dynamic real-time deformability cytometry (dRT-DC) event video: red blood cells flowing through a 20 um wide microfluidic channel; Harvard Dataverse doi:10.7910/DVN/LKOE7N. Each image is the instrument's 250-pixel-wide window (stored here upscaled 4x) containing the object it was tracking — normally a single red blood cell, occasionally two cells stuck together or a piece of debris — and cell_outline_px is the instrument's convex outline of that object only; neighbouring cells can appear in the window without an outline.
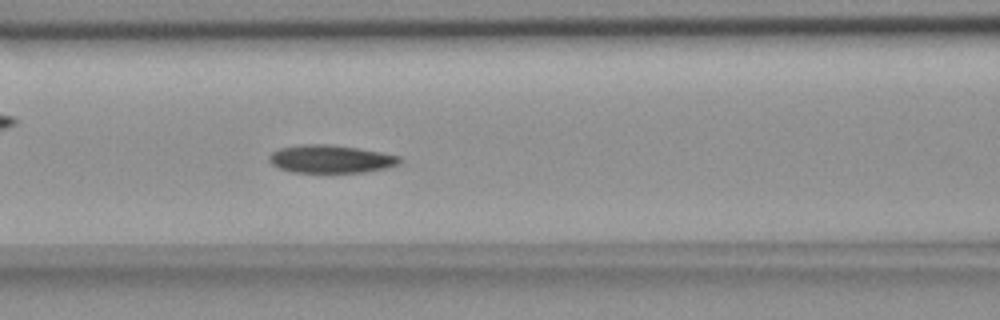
{"species": "common noctule bat (a hibernating species)", "species_latin": "Nyctalus noctula", "temperature_condition": "room temperature", "stored_images_in_passage": 41, "camera_frame_rate_fps": 3000, "um_per_image_px": 0.085, "animal": {"sex": "female", "body_mass_g": 18.4}, "frame": {"image": 1, "passage_image": 20, "time_ms": 6.333, "image_size_px": [1000, 320], "cell_outline_px": [[400, 160], [396, 164], [388, 168], [368, 172], [292, 172], [280, 168], [272, 164], [268, 160], [268, 156], [272, 152], [280, 148], [304, 144], [328, 144], [356, 148], [380, 152], [400, 156]], "centroid_in_image_um": [28.09, 13.52], "position_along_channel_um": 138.5, "area_um2": 21.1}}
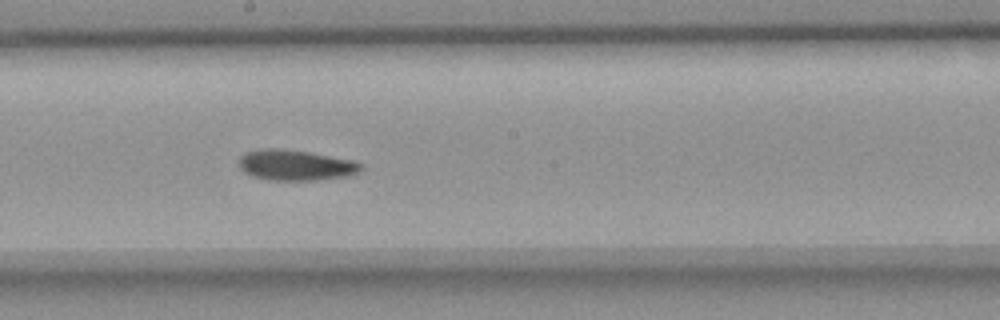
{"frame": {"image": 2, "passage_image": 27, "time_ms": 8.667, "image_size_px": [1000, 320], "cell_outline_px": [[364, 168], [352, 176], [316, 180], [272, 180], [252, 176], [244, 172], [240, 168], [240, 156], [248, 152], [260, 148], [280, 148], [308, 152], [352, 160], [364, 164]], "centroid_in_image_um": [25.17, 14.04], "position_along_channel_um": 223.0, "area_um2": 21.85}}
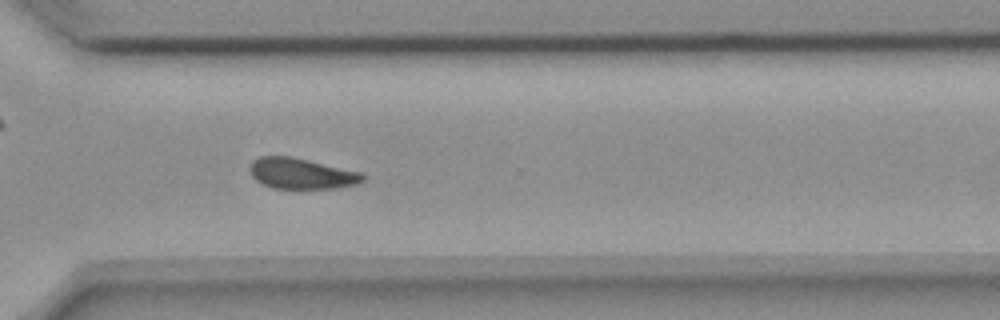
{"frame": {"image": 3, "passage_image": 37, "time_ms": 12.0, "image_size_px": [1000, 320], "cell_outline_px": [[368, 176], [360, 184], [336, 188], [272, 188], [256, 180], [252, 176], [248, 168], [252, 160], [260, 156], [292, 156], [364, 172]], "centroid_in_image_um": [25.68, 14.74], "position_along_channel_um": 344.9, "area_um2": 20.69}, "authors_computed_cell_mechanics": {"area_um2": 21.386, "velocity_mm_per_s": 3.647, "shape_relaxation_time_tau1_ms": 9.7323, "shape_relaxation_time_tau2_ms": 9.7437, "deformation_change_tau1": 0.172, "deformation_change_tau2": 0.1616}}